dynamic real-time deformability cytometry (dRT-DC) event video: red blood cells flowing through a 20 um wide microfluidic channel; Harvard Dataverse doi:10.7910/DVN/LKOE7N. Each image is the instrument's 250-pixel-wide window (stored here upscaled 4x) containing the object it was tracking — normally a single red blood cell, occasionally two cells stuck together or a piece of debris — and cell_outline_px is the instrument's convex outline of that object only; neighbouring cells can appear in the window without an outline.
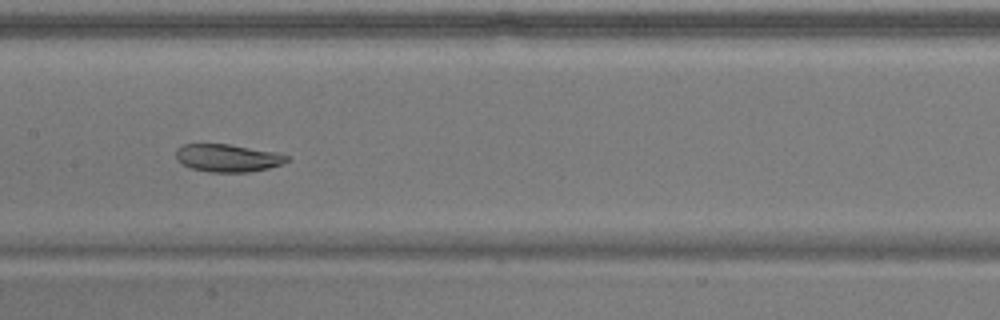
{"species": "common noctule bat (a hibernating species)", "species_latin": "Nyctalus noctula", "temperature_condition": "warm", "stored_images_in_passage": 38, "camera_frame_rate_fps": 3000, "um_per_image_px": 0.085, "animal": {"sex": "male", "body_mass_g": 17.9}, "frame": {"image": 1, "passage_image": 27, "time_ms": 8.667, "image_size_px": [1000, 320], "cell_outline_px": [[288, 160], [280, 164], [268, 168], [248, 172], [208, 172], [192, 168], [176, 160], [176, 148], [184, 144], [228, 144], [276, 152], [288, 156]], "centroid_in_image_um": [19.32, 13.42], "position_along_channel_um": 188.1, "area_um2": 17.74}}